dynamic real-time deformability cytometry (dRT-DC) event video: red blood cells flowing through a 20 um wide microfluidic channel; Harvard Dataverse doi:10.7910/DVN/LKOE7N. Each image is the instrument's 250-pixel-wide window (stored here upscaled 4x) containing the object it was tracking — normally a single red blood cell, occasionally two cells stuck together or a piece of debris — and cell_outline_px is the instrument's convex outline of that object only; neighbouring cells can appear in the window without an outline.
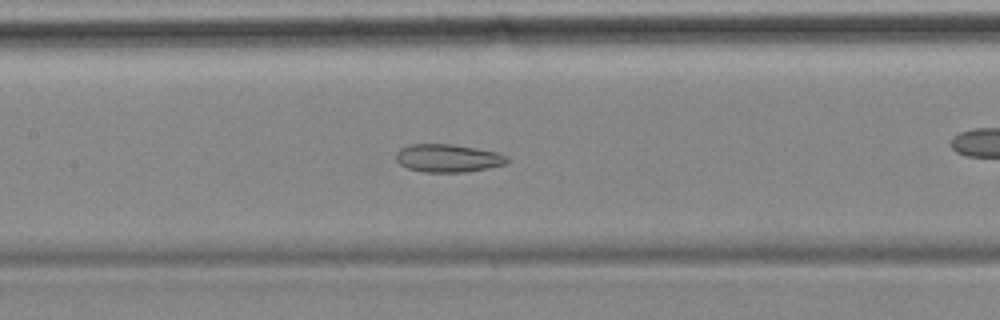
{"species": "common noctule bat (a hibernating species)", "species_latin": "Nyctalus noctula", "temperature_condition": "cold", "stored_images_in_passage": 51, "camera_frame_rate_fps": 3000, "um_per_image_px": 0.085, "animal": {"sex": "female", "body_mass_g": 18.4}, "frame": {"image": 1, "passage_image": 19, "time_ms": 6.0, "image_size_px": [1000, 320], "cell_outline_px": [[508, 160], [504, 164], [464, 172], [424, 172], [408, 168], [400, 164], [396, 160], [396, 152], [400, 148], [408, 144], [452, 144], [476, 148], [496, 152], [508, 156]], "centroid_in_image_um": [38.02, 13.43], "position_along_channel_um": 169.4, "area_um2": 17.98}}
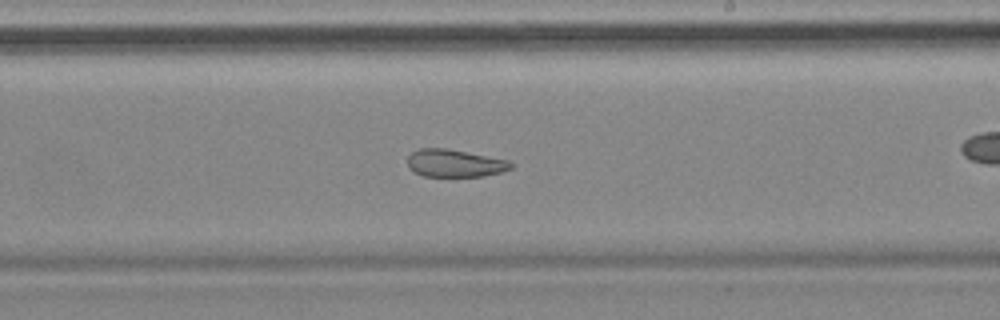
{"frame": {"image": 2, "passage_image": 26, "time_ms": 8.333, "image_size_px": [1000, 320], "cell_outline_px": [[516, 164], [512, 168], [500, 172], [484, 176], [424, 176], [408, 168], [408, 156], [412, 152], [420, 148], [448, 148], [508, 160]], "centroid_in_image_um": [38.67, 13.86], "position_along_channel_um": 250.3, "area_um2": 16.65}}
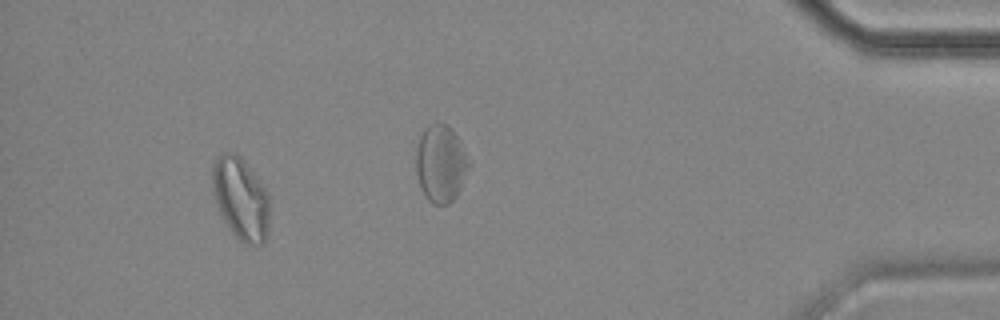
{"frame": {"image": 3, "passage_image": 46, "time_ms": 15.0, "image_size_px": [1000, 320], "cell_outline_px": [[268, 232], [264, 240], [260, 244], [244, 244], [232, 232], [224, 220], [220, 212], [216, 200], [212, 180], [212, 168], [216, 156], [220, 152], [232, 152], [240, 156], [268, 192]], "centroid_in_image_um": [20.45, 16.85], "position_along_channel_um": 414.7, "area_um2": 26.99}, "authors_computed_cell_mechanics": {"area_um2": 22.5998, "velocity_mm_per_s": 3.4927, "shape_relaxation_time_tau1_ms": null, "shape_relaxation_time_tau2_ms": 3.0483, "deformation_change_tau1": null, "deformation_change_tau2": 0.1004}}